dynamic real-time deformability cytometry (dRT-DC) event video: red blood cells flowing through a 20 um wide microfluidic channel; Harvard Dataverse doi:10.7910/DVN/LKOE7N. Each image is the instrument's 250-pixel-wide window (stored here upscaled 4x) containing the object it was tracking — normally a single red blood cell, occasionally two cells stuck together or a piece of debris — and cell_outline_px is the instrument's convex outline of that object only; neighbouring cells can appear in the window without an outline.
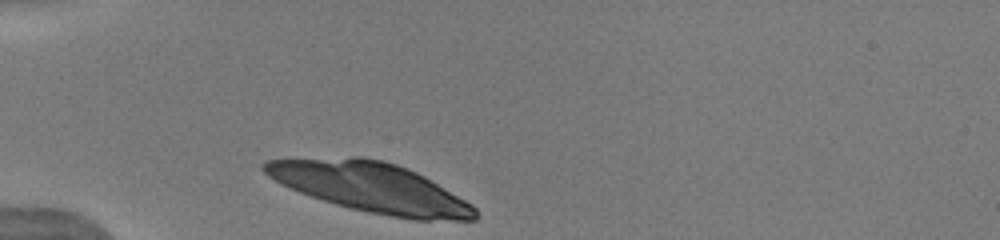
{"species": "human", "species_latin": "Homo sapiens", "temperature_condition": "warm", "stored_images_in_passage": 5, "camera_frame_rate_fps": 3000, "um_per_image_px": 0.085, "donor": {"sex": "male"}, "frame": {"image": 1, "passage_image": 1, "time_ms": 0.0, "image_size_px": [1000, 240], "cell_outline_px": [[480, 216], [476, 220], [412, 220], [368, 212], [336, 204], [300, 192], [268, 176], [260, 168], [260, 164], [268, 160], [352, 156], [360, 156], [384, 160], [396, 164], [416, 172], [424, 176], [472, 204], [476, 208]], "centroid_in_image_um": [31.55, 15.92], "position_along_channel_um": 53.4, "area_um2": 60.75}}